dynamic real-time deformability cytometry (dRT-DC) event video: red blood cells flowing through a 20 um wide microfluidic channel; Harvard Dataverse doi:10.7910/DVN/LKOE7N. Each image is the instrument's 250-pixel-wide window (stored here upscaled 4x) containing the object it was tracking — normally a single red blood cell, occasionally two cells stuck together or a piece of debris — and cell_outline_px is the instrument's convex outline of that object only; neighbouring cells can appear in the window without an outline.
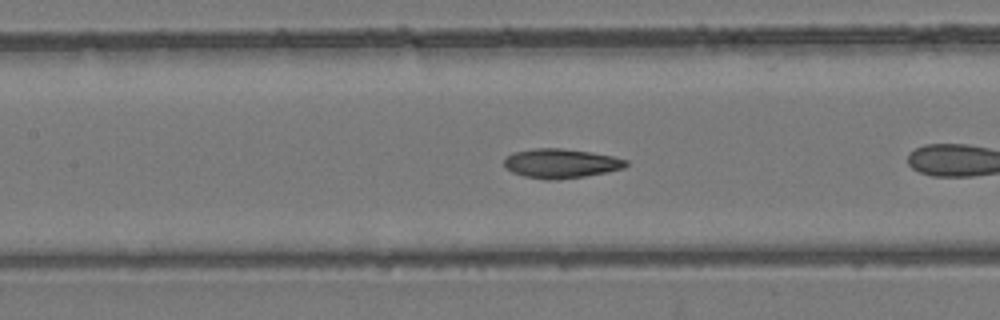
{"species": "common noctule bat (a hibernating species)", "species_latin": "Nyctalus noctula", "temperature_condition": "room temperature", "stored_images_in_passage": 24, "camera_frame_rate_fps": 3000, "um_per_image_px": 0.085, "animal": {"sex": "female", "body_mass_g": 24.6, "forearm_length_mm": 56.2}, "frame": {"image": 1, "passage_image": 8, "time_ms": 2.333, "image_size_px": [1000, 320], "cell_outline_px": [[628, 164], [624, 168], [584, 176], [552, 180], [548, 180], [524, 176], [512, 172], [504, 164], [504, 160], [512, 152], [536, 148], [560, 148], [588, 152], [612, 156], [628, 160]], "centroid_in_image_um": [47.66, 13.88], "position_along_channel_um": 159.7, "area_um2": 20.52}}
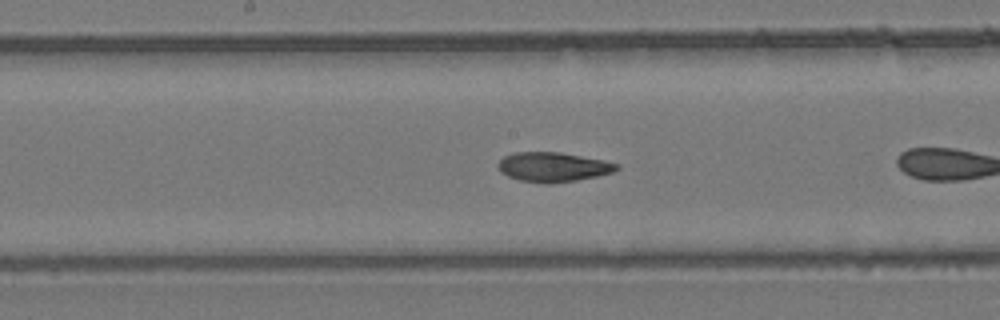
{"frame": {"image": 2, "passage_image": 11, "time_ms": 3.333, "image_size_px": [1000, 320], "cell_outline_px": [[620, 168], [612, 172], [596, 176], [576, 180], [552, 184], [548, 184], [520, 180], [508, 176], [500, 172], [500, 160], [504, 156], [516, 152], [560, 152], [604, 160], [616, 164]], "centroid_in_image_um": [47.01, 14.19], "position_along_channel_um": 201.2, "area_um2": 20.17}}
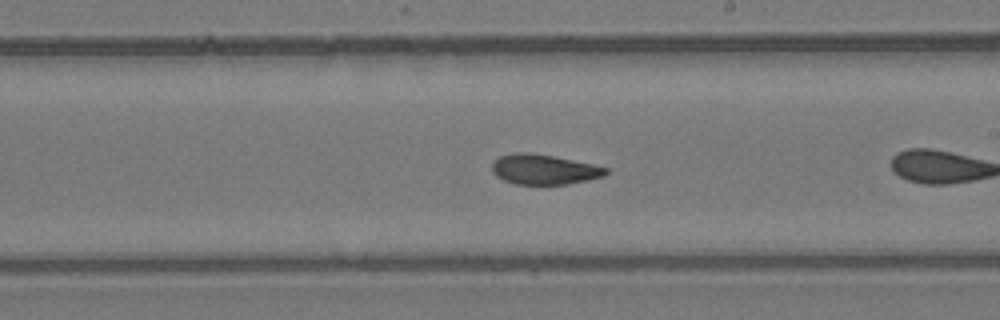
{"frame": {"image": 3, "passage_image": 14, "time_ms": 4.333, "image_size_px": [1000, 320], "cell_outline_px": [[608, 172], [604, 176], [568, 184], [516, 184], [504, 180], [496, 176], [492, 172], [492, 164], [500, 156], [516, 152], [528, 152], [552, 156], [592, 164], [608, 168]], "centroid_in_image_um": [46.23, 14.4], "position_along_channel_um": 242.8, "area_um2": 19.71}}